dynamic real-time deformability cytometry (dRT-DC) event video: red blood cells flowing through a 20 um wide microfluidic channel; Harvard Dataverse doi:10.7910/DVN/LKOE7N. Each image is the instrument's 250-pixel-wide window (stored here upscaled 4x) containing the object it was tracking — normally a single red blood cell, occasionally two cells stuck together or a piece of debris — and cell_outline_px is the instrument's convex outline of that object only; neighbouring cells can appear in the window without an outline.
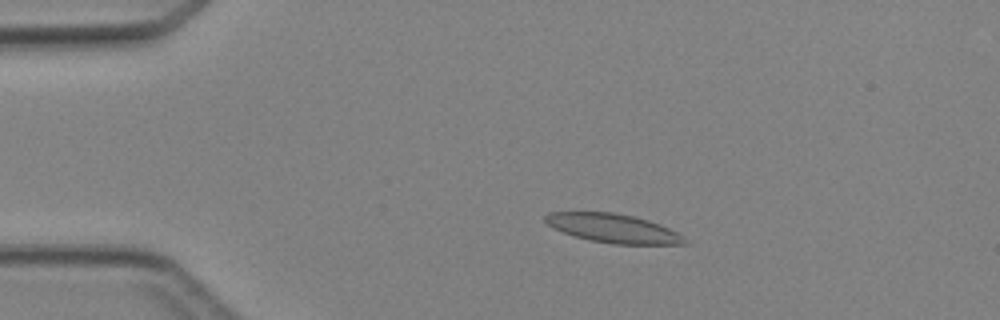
{"species": "Egyptian fruit bat (a non-hibernating species)", "species_latin": "Rousettus aegyptiacus", "temperature_condition": "cold", "stored_images_in_passage": 2, "camera_frame_rate_fps": 3000, "um_per_image_px": 0.085, "animal": {"sex": "female"}, "frame": {"image": 1, "passage_image": 1, "time_ms": 0.0, "image_size_px": [1000, 320], "cell_outline_px": [[688, 244], [612, 244], [588, 240], [564, 232], [548, 224], [544, 220], [544, 216], [548, 212], [612, 212], [632, 216], [648, 220], [660, 224], [676, 232], [688, 240]], "centroid_in_image_um": [52.13, 19.41], "position_along_channel_um": 32.9, "area_um2": 23.24}}